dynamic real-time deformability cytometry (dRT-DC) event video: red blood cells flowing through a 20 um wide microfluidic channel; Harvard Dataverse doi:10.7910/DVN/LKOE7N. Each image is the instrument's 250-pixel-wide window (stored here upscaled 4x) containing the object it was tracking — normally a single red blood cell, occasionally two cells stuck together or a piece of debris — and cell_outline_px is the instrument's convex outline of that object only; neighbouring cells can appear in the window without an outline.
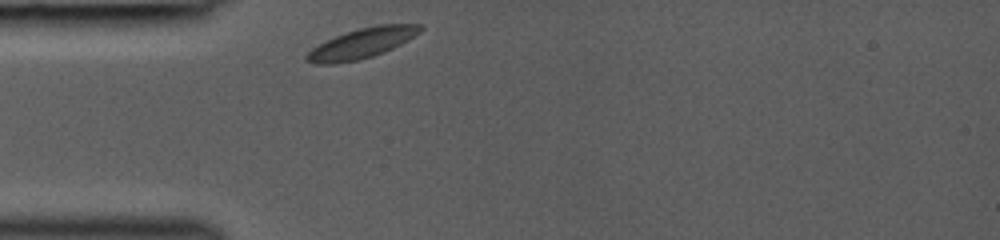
{"species": "common noctule bat (a hibernating species)", "species_latin": "Nyctalus noctula", "temperature_condition": "room temperature", "stored_images_in_passage": 27, "camera_frame_rate_fps": 3000, "um_per_image_px": 0.085, "animal": {"sex": "female", "body_mass_g": 19.0, "forearm_length_mm": 53.3}, "frame": {"image": 1, "passage_image": 1, "time_ms": 0.0, "image_size_px": [1000, 240], "cell_outline_px": [[424, 28], [420, 32], [400, 44], [384, 52], [360, 60], [332, 64], [316, 64], [304, 60], [304, 56], [312, 48], [336, 36], [360, 28], [380, 24], [420, 24]], "centroid_in_image_um": [30.75, 3.69], "position_along_channel_um": 54.2, "area_um2": 19.65}}
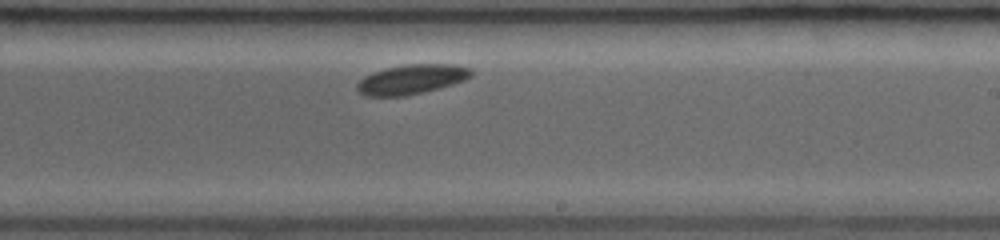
{"frame": {"image": 2, "passage_image": 16, "time_ms": 5.0, "image_size_px": [1000, 240], "cell_outline_px": [[472, 76], [464, 80], [440, 88], [424, 92], [404, 96], [364, 96], [356, 88], [356, 84], [364, 76], [372, 72], [384, 68], [408, 64], [456, 64], [472, 68]], "centroid_in_image_um": [34.99, 6.74], "position_along_channel_um": 254.0, "area_um2": 19.88}}
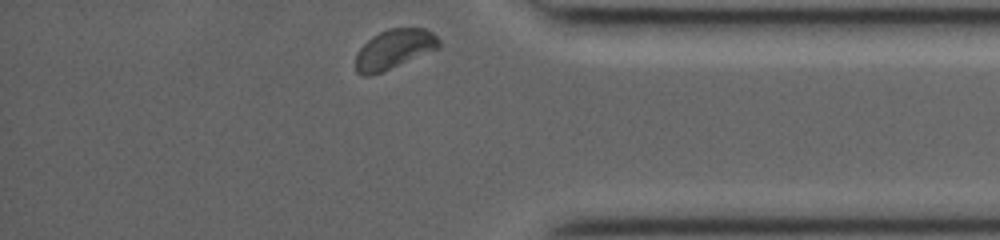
{"frame": {"image": 3, "passage_image": 27, "time_ms": 8.667, "image_size_px": [1000, 240], "cell_outline_px": [[440, 48], [380, 72], [368, 76], [364, 76], [356, 72], [356, 52], [372, 36], [388, 28], [424, 28], [432, 32], [440, 40]], "centroid_in_image_um": [33.5, 4.16], "position_along_channel_um": 401.7, "area_um2": 19.02}}